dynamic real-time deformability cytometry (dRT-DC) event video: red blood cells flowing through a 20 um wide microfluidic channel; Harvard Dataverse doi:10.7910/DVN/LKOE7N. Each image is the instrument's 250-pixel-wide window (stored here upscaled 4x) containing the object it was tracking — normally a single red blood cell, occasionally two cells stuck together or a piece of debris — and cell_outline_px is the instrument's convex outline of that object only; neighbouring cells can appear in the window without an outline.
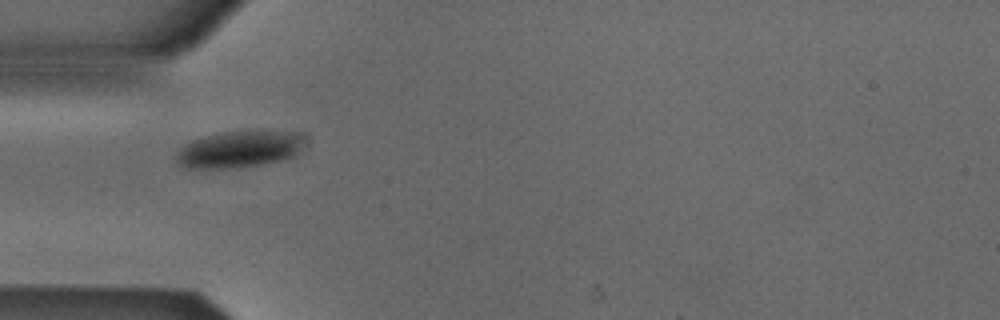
{"species": "Egyptian fruit bat (a non-hibernating species)", "species_latin": "Rousettus aegyptiacus", "temperature_condition": "cold", "stored_images_in_passage": 4, "camera_frame_rate_fps": 3000, "um_per_image_px": 0.085, "animal": {"sex": "male"}, "frame": {"image": 1, "passage_image": 1, "time_ms": 0.0, "image_size_px": [1000, 320], "cell_outline_px": [[304, 136], [292, 152], [288, 156], [280, 160], [260, 164], [236, 168], [184, 168], [176, 164], [172, 156], [184, 144], [192, 140], [204, 136], [224, 132], [296, 132]], "centroid_in_image_um": [20.1, 12.71], "position_along_channel_um": 64.9, "area_um2": 26.65}}
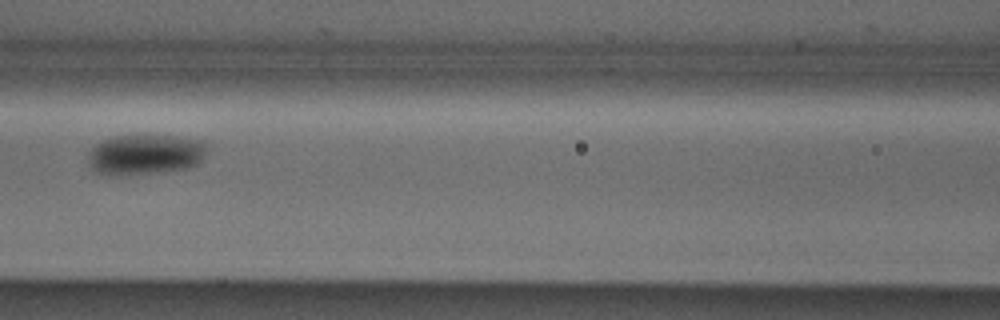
{"frame": {"image": 2, "passage_image": 3, "time_ms": 0.667, "image_size_px": [1000, 320], "cell_outline_px": [[204, 156], [196, 164], [188, 168], [164, 172], [128, 176], [108, 176], [96, 172], [88, 164], [88, 152], [96, 144], [112, 136], [136, 132], [176, 136], [204, 140]], "centroid_in_image_um": [12.28, 13.11], "position_along_channel_um": 154.3, "area_um2": 29.19}}
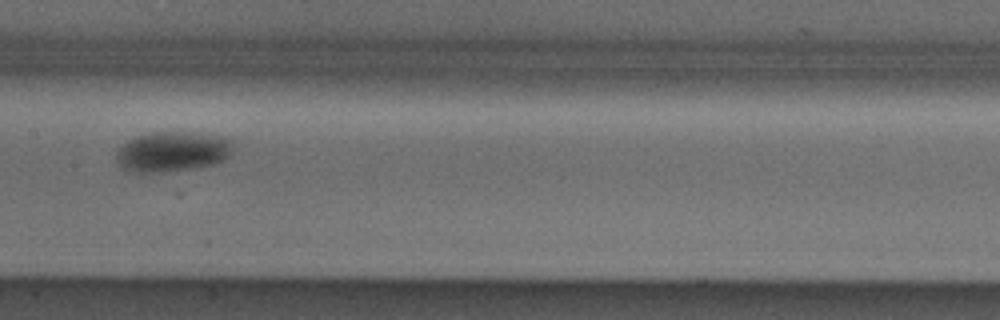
{"frame": {"image": 3, "passage_image": 4, "time_ms": 1.0, "image_size_px": [1000, 320], "cell_outline_px": [[236, 140], [232, 148], [224, 160], [216, 164], [200, 168], [164, 172], [136, 172], [120, 168], [116, 160], [116, 156], [120, 148], [128, 140], [136, 136], [152, 132], [200, 132], [224, 136]], "centroid_in_image_um": [14.72, 12.88], "position_along_channel_um": 192.7, "area_um2": 27.86}}